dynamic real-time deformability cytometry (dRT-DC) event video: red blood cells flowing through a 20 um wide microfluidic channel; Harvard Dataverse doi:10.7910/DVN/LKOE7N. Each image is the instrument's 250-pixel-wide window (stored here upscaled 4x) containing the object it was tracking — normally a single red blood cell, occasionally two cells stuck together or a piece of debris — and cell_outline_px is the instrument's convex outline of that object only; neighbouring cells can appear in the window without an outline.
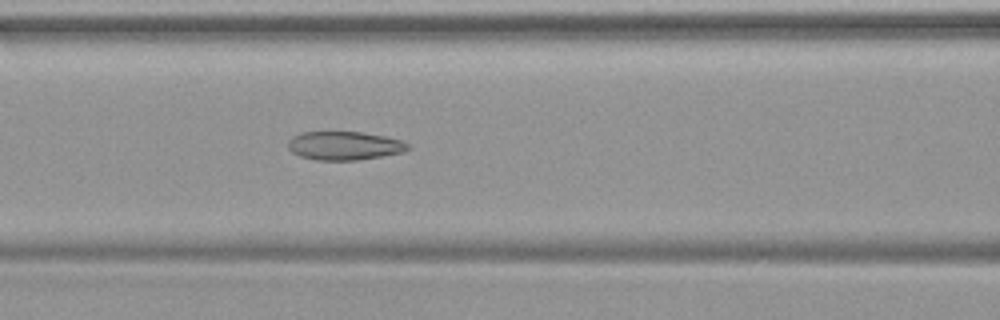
{"species": "common noctule bat (a hibernating species)", "species_latin": "Nyctalus noctula", "temperature_condition": "warm", "stored_images_in_passage": 49, "camera_frame_rate_fps": 3000, "um_per_image_px": 0.085, "animal": {"sex": "female", "body_mass_g": 19.9}, "frame": {"image": 1, "passage_image": 21, "time_ms": 6.667, "image_size_px": [1000, 320], "cell_outline_px": [[412, 148], [404, 152], [356, 160], [316, 160], [300, 156], [292, 152], [288, 148], [288, 140], [292, 136], [300, 132], [360, 132], [384, 136], [404, 140], [412, 144]], "centroid_in_image_um": [29.31, 12.38], "position_along_channel_um": 137.3, "area_um2": 20.17}}
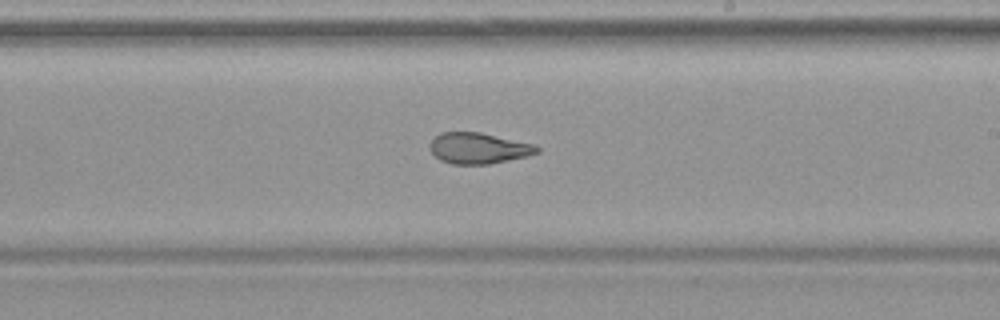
{"frame": {"image": 2, "passage_image": 29, "time_ms": 9.333, "image_size_px": [1000, 320], "cell_outline_px": [[540, 152], [508, 160], [488, 164], [452, 164], [440, 160], [428, 148], [428, 144], [440, 132], [480, 132], [536, 144], [540, 148]], "centroid_in_image_um": [40.66, 12.59], "position_along_channel_um": 248.3, "area_um2": 19.36}}
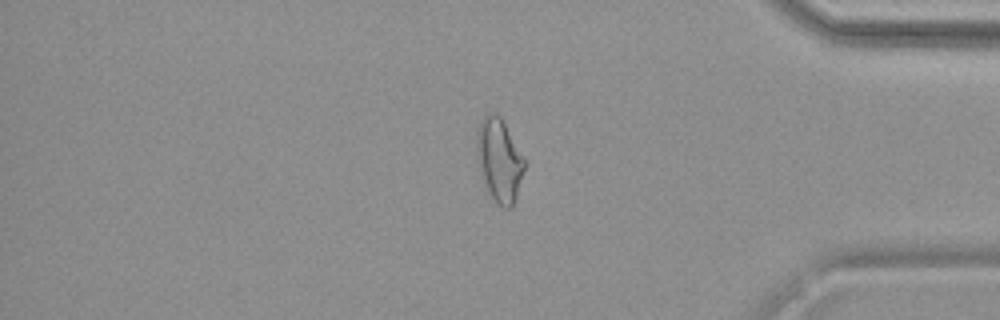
{"frame": {"image": 3, "passage_image": 41, "time_ms": 13.333, "image_size_px": [1000, 320], "cell_outline_px": [[524, 168], [516, 196], [512, 208], [504, 208], [484, 188], [476, 152], [476, 128], [480, 120], [488, 112], [496, 112], [504, 120], [524, 156]], "centroid_in_image_um": [42.41, 13.53], "position_along_channel_um": 392.8, "area_um2": 23.41}}